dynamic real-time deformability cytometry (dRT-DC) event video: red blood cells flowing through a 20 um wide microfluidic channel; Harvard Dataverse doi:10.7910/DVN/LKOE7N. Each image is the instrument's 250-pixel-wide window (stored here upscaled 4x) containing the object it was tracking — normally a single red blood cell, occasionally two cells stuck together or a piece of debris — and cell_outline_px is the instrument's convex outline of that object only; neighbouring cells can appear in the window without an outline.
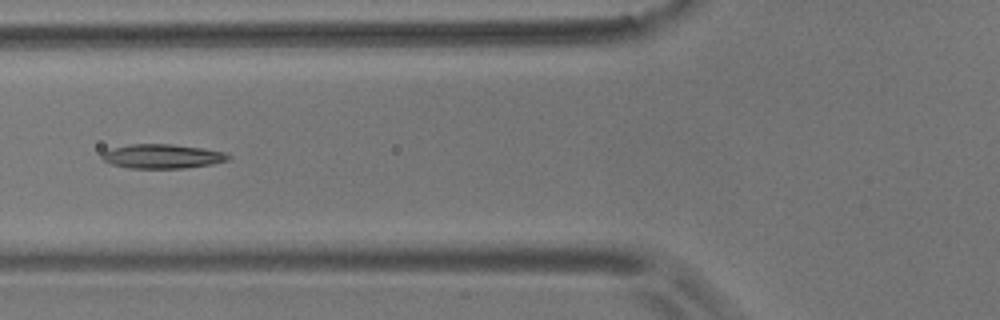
{"species": "common noctule bat (a hibernating species)", "species_latin": "Nyctalus noctula", "temperature_condition": "room temperature", "stored_images_in_passage": 9, "camera_frame_rate_fps": 3000, "um_per_image_px": 0.085, "animal": {"sex": "male", "body_mass_g": 17.9}, "frame": {"image": 1, "passage_image": 6, "time_ms": 1.667, "image_size_px": [1000, 320], "cell_outline_px": [[232, 156], [228, 160], [212, 164], [184, 168], [128, 168], [112, 164], [104, 160], [100, 156], [104, 152], [112, 148], [132, 144], [172, 144], [200, 148], [224, 152]], "centroid_in_image_um": [13.8, 13.29], "position_along_channel_um": 112.0, "area_um2": 17.69}}